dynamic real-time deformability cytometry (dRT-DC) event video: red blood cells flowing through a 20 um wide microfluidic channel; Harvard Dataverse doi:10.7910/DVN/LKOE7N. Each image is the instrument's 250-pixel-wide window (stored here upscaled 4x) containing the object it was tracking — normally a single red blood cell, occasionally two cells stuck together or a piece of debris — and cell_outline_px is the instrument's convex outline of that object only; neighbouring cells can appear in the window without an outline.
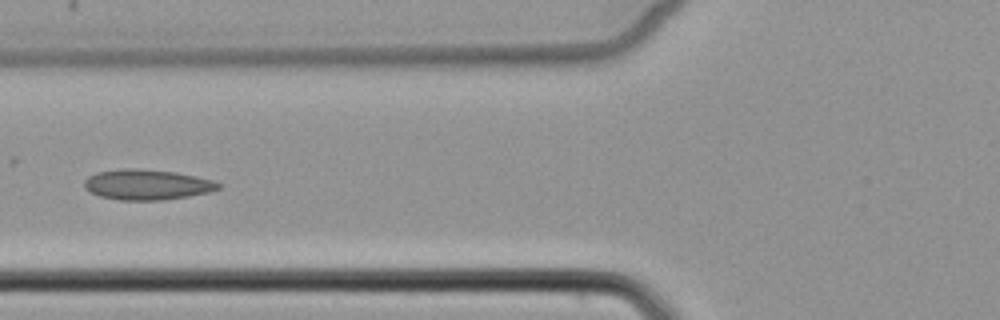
{"species": "common noctule bat (a hibernating species)", "species_latin": "Nyctalus noctula", "temperature_condition": "cold", "stored_images_in_passage": 7, "camera_frame_rate_fps": 3000, "um_per_image_px": 0.085, "animal": {"sex": "female", "body_mass_g": 22.7, "forearm_length_mm": 54.2}, "frame": {"image": 1, "passage_image": 6, "time_ms": 6.0, "image_size_px": [1000, 320], "cell_outline_px": [[220, 188], [208, 192], [188, 196], [160, 200], [120, 200], [100, 196], [88, 192], [84, 188], [84, 180], [88, 176], [96, 172], [124, 168], [136, 168], [176, 172], [196, 176], [212, 180], [220, 184]], "centroid_in_image_um": [12.44, 15.68], "position_along_channel_um": 113.4, "area_um2": 23.76}}
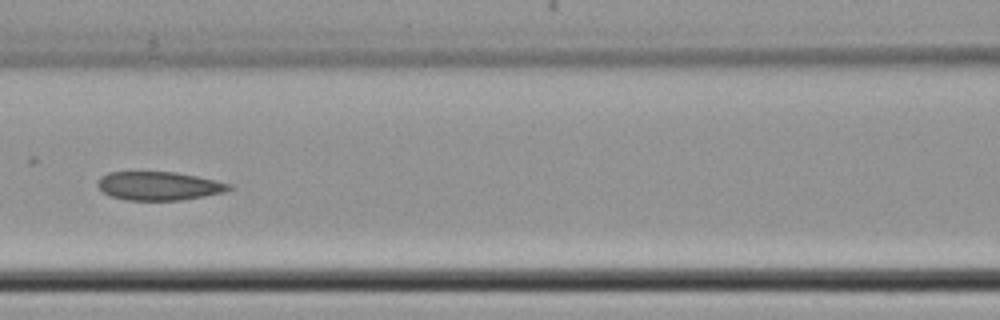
{"frame": {"image": 2, "passage_image": 7, "time_ms": 7.0, "image_size_px": [1000, 320], "cell_outline_px": [[236, 188], [224, 192], [204, 196], [180, 200], [128, 200], [112, 196], [104, 192], [96, 184], [100, 176], [108, 172], [176, 172], [216, 180], [232, 184]], "centroid_in_image_um": [13.54, 15.8], "position_along_channel_um": 153.1, "area_um2": 21.91}}